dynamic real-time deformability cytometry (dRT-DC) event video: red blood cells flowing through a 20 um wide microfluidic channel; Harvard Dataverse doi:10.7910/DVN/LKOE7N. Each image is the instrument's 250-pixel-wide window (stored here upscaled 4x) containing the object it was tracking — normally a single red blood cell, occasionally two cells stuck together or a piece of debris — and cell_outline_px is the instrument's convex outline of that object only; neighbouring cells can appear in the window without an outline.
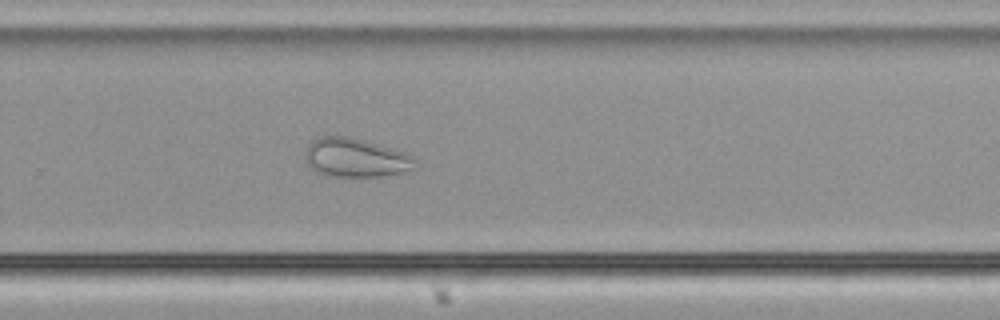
{"species": "common noctule bat (a hibernating species)", "species_latin": "Nyctalus noctula", "temperature_condition": "cold", "stored_images_in_passage": 44, "camera_frame_rate_fps": 3000, "um_per_image_px": 0.085, "animal": {"sex": "male", "body_mass_g": 21.5, "forearm_length_mm": 52.0}, "frame": {"image": 1, "passage_image": 25, "time_ms": 8.0, "image_size_px": [1000, 320], "cell_outline_px": [[420, 164], [416, 168], [384, 176], [324, 176], [316, 172], [304, 160], [304, 152], [308, 144], [312, 140], [320, 136], [348, 136], [364, 140], [404, 152], [412, 156]], "centroid_in_image_um": [30.2, 13.41], "position_along_channel_um": 299.6, "area_um2": 25.14}, "authors_computed_cell_mechanics": {"area_um2": 29.9982, "velocity_mm_per_s": 3.7791, "shape_relaxation_time_tau1_ms": null, "shape_relaxation_time_tau2_ms": 2.0878, "deformation_change_tau1": null, "deformation_change_tau2": 0.0651}}